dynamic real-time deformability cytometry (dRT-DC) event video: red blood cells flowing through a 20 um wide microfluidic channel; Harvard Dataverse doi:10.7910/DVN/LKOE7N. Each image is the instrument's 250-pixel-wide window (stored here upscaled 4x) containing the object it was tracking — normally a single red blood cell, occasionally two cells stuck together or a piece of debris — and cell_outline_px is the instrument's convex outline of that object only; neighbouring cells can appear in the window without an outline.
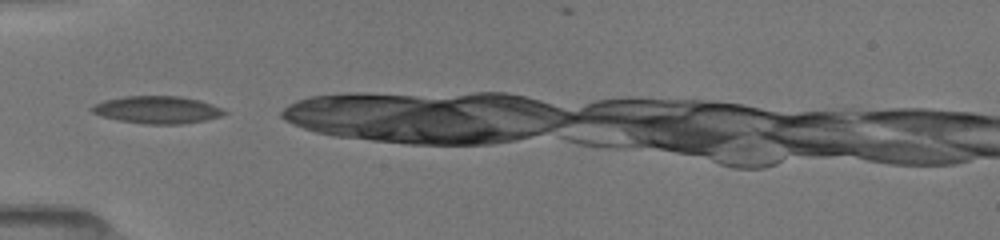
{"species": "common noctule bat (a hibernating species)", "species_latin": "Nyctalus noctula", "temperature_condition": "room temperature", "stored_images_in_passage": 2, "camera_frame_rate_fps": 3000, "um_per_image_px": 0.085, "animal": {"sex": "female", "body_mass_g": 19.5, "forearm_length_mm": 54.1}, "frame": {"image": 1, "passage_image": 1, "time_ms": 0.0, "image_size_px": [1000, 240], "cell_outline_px": [[228, 112], [220, 116], [204, 120], [180, 124], [144, 124], [120, 120], [100, 116], [92, 112], [88, 108], [92, 104], [104, 100], [124, 96], [180, 96], [200, 100], [212, 104]], "centroid_in_image_um": [13.31, 9.32], "position_along_channel_um": 71.7, "area_um2": 21.21}}